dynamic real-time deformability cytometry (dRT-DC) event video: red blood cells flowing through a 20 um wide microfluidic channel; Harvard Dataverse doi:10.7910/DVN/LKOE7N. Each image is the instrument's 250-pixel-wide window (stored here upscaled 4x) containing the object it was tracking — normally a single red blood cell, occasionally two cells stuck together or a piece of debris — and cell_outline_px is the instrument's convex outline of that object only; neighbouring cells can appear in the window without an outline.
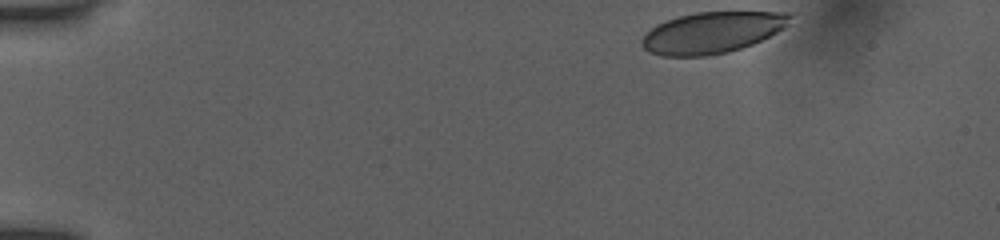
{"species": "human", "species_latin": "Homo sapiens", "temperature_condition": "room temperature", "stored_images_in_passage": 42, "camera_frame_rate_fps": 3000, "um_per_image_px": 0.085, "donor": {"sex": "female"}, "frame": {"image": 1, "passage_image": 1, "time_ms": 0.0, "image_size_px": [1000, 240], "cell_outline_px": [[792, 16], [788, 24], [784, 28], [752, 44], [728, 52], [704, 56], [660, 56], [648, 52], [640, 44], [640, 40], [656, 24], [680, 16], [696, 12], [792, 12]], "centroid_in_image_um": [60.51, 2.77], "position_along_channel_um": 24.5, "area_um2": 35.49}}
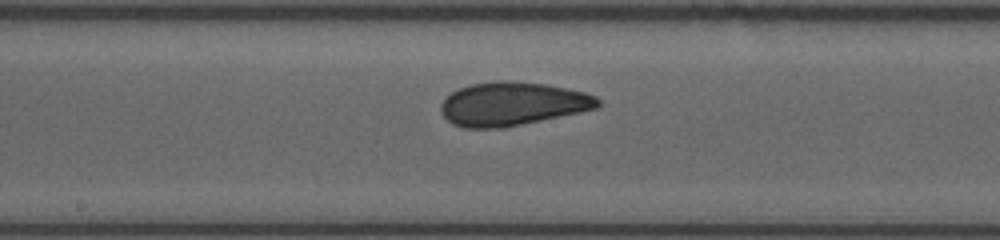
{"frame": {"image": 2, "passage_image": 23, "time_ms": 7.333, "image_size_px": [1000, 240], "cell_outline_px": [[600, 104], [596, 108], [580, 112], [504, 128], [464, 128], [452, 124], [440, 112], [440, 104], [444, 96], [460, 88], [472, 84], [496, 80], [500, 80], [548, 84], [584, 92], [596, 96], [600, 100]], "centroid_in_image_um": [43.52, 8.83], "position_along_channel_um": 204.7, "area_um2": 40.0}}
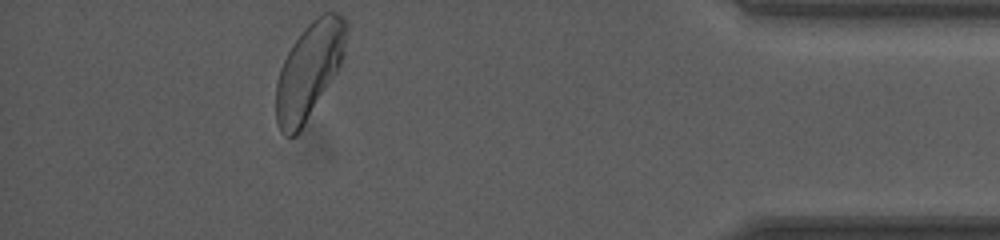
{"frame": {"image": 3, "passage_image": 42, "time_ms": 13.667, "image_size_px": [1000, 240], "cell_outline_px": [[348, 28], [344, 56], [336, 72], [300, 132], [296, 136], [288, 136], [280, 132], [276, 120], [276, 84], [280, 68], [292, 44], [304, 28], [316, 16], [324, 12], [340, 12], [344, 16], [348, 24]], "centroid_in_image_um": [26.29, 5.96], "position_along_channel_um": 408.9, "area_um2": 39.3}, "authors_computed_cell_mechanics": {"area_um2": 38.8127, "velocity_mm_per_s": 3.8993, "shape_relaxation_time_tau1_ms": 5.295, "shape_relaxation_time_tau2_ms": 1.0687, "deformation_change_tau1": 0.1391, "deformation_change_tau2": 0.0661}}